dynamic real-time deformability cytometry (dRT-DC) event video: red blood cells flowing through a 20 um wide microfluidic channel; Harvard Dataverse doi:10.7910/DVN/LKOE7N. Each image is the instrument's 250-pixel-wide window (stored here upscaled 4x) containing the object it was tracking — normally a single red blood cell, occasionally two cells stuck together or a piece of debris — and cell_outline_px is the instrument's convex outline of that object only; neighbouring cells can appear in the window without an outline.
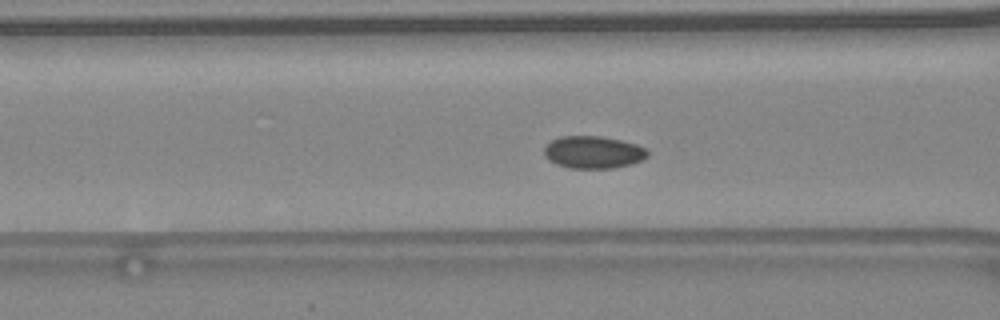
{"species": "common noctule bat (a hibernating species)", "species_latin": "Nyctalus noctula", "temperature_condition": "warm", "stored_images_in_passage": 47, "camera_frame_rate_fps": 3000, "um_per_image_px": 0.085, "animal": {"sex": "female", "body_mass_g": 24.6, "forearm_length_mm": 56.2}, "frame": {"image": 1, "passage_image": 21, "time_ms": 6.667, "image_size_px": [1000, 320], "cell_outline_px": [[648, 156], [632, 164], [612, 168], [568, 168], [556, 164], [548, 160], [544, 156], [544, 148], [552, 140], [560, 136], [600, 136], [620, 140], [636, 144], [644, 148], [648, 152]], "centroid_in_image_um": [50.4, 12.94], "position_along_channel_um": 116.2, "area_um2": 19.48}}